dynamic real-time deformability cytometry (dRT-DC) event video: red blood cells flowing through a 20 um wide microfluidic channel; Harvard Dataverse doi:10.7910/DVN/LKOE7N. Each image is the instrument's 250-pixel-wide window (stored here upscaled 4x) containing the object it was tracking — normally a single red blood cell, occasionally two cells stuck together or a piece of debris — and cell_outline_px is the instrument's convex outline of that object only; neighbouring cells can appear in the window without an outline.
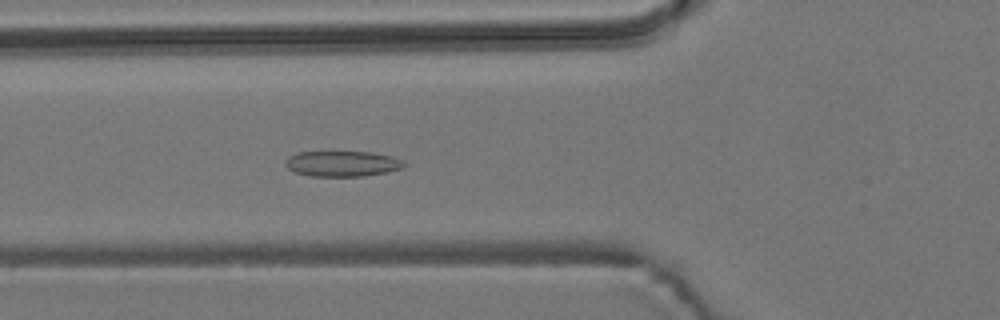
{"species": "common noctule bat (a hibernating species)", "species_latin": "Nyctalus noctula", "temperature_condition": "room temperature", "stored_images_in_passage": 57, "camera_frame_rate_fps": 3000, "um_per_image_px": 0.085, "animal": {"sex": "male", "body_mass_g": 19.2, "forearm_length_mm": 51.8}, "frame": {"image": 1, "passage_image": 21, "time_ms": 6.667, "image_size_px": [1000, 320], "cell_outline_px": [[408, 164], [400, 168], [384, 172], [364, 176], [312, 176], [296, 172], [288, 168], [284, 164], [284, 160], [288, 156], [300, 152], [372, 152], [392, 156], [404, 160]], "centroid_in_image_um": [29.1, 13.9], "position_along_channel_um": 96.7, "area_um2": 17.63}}
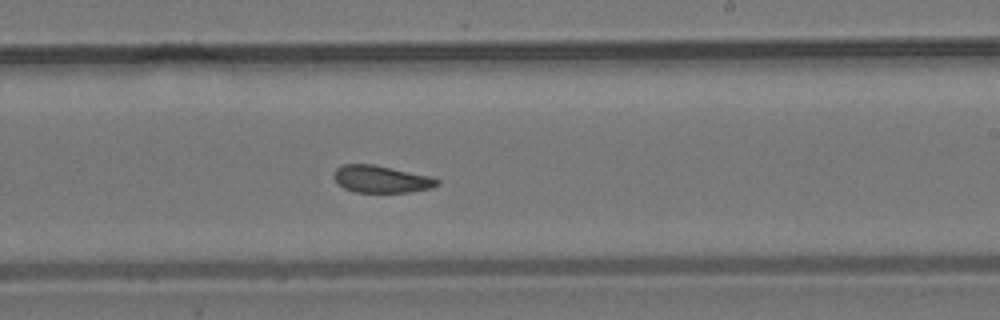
{"frame": {"image": 2, "passage_image": 34, "time_ms": 11.0, "image_size_px": [1000, 320], "cell_outline_px": [[440, 184], [432, 188], [408, 192], [356, 192], [344, 188], [332, 176], [336, 168], [344, 164], [376, 164], [432, 176], [440, 180]], "centroid_in_image_um": [32.45, 15.21], "position_along_channel_um": 256.6, "area_um2": 16.53}}
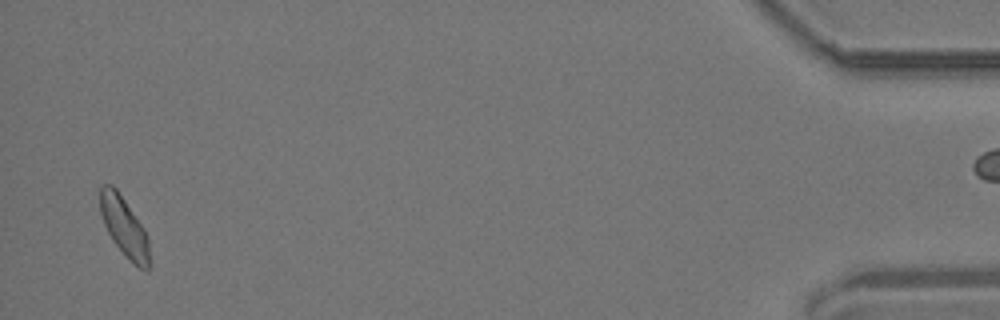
{"frame": {"image": 3, "passage_image": 55, "time_ms": 18.0, "image_size_px": [1000, 320], "cell_outline_px": [[152, 268], [148, 272], [140, 268], [112, 240], [104, 224], [100, 212], [100, 184], [112, 184], [116, 188], [144, 228], [148, 236], [152, 264]], "centroid_in_image_um": [10.6, 19.29], "position_along_channel_um": 424.6, "area_um2": 17.17}}